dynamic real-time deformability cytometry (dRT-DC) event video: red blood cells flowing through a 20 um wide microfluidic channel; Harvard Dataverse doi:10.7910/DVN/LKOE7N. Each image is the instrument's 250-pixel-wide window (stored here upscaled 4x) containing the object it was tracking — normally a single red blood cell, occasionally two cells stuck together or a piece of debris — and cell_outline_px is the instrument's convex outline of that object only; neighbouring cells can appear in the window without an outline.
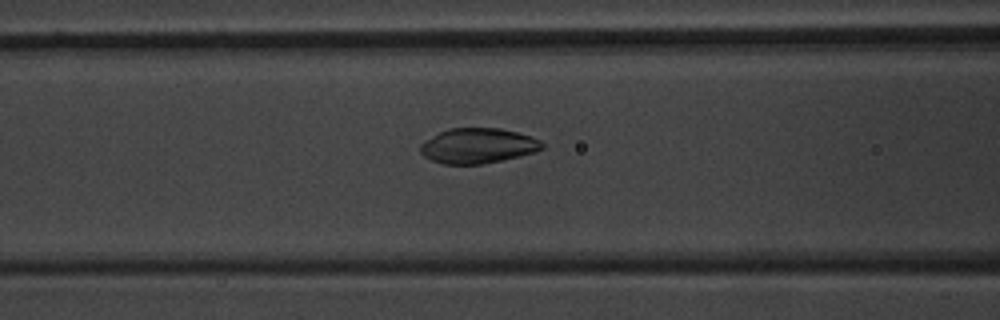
{"species": "common noctule bat (a hibernating species)", "species_latin": "Nyctalus noctula", "temperature_condition": "warm", "stored_images_in_passage": 54, "camera_frame_rate_fps": 3000, "um_per_image_px": 0.085, "animal": {"sex": "male", "body_mass_g": 20.1, "forearm_length_mm": 53.5}, "frame": {"image": 1, "passage_image": 23, "time_ms": 7.333, "image_size_px": [1000, 320], "cell_outline_px": [[544, 148], [536, 152], [520, 156], [480, 164], [444, 164], [432, 160], [424, 156], [420, 152], [420, 144], [440, 132], [448, 128], [500, 128], [516, 132], [540, 140], [544, 144]], "centroid_in_image_um": [40.63, 12.39], "position_along_channel_um": 126.0, "area_um2": 24.74}}
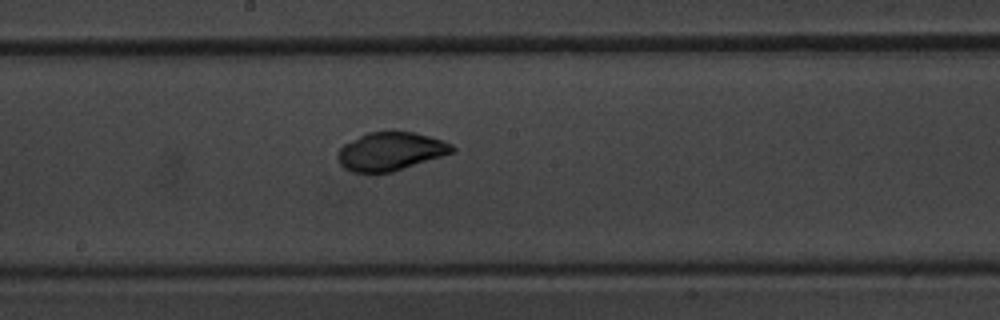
{"frame": {"image": 2, "passage_image": 30, "time_ms": 9.667, "image_size_px": [1000, 320], "cell_outline_px": [[456, 152], [392, 172], [352, 172], [344, 168], [340, 164], [336, 156], [340, 148], [344, 144], [368, 132], [392, 128], [396, 128], [416, 132], [444, 140], [452, 144], [456, 148]], "centroid_in_image_um": [33.24, 12.82], "position_along_channel_um": 215.0, "area_um2": 26.36}}
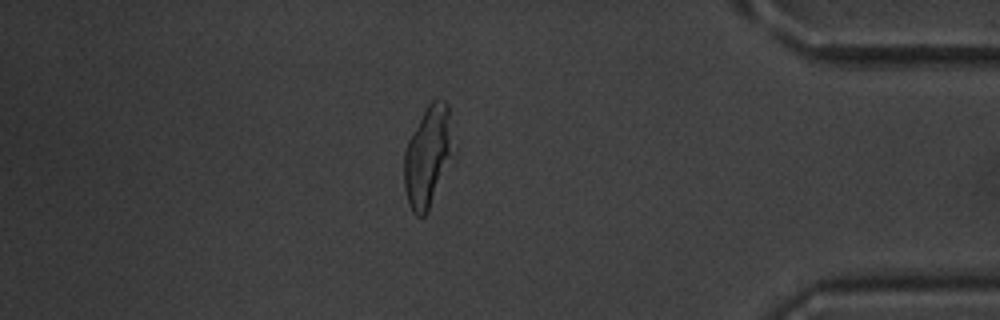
{"frame": {"image": 3, "passage_image": 47, "time_ms": 15.333, "image_size_px": [1000, 320], "cell_outline_px": [[456, 156], [428, 212], [424, 216], [416, 216], [412, 212], [408, 204], [404, 188], [404, 152], [408, 140], [412, 132], [428, 104], [432, 100], [444, 100], [448, 104], [456, 152]], "centroid_in_image_um": [36.42, 13.33], "position_along_channel_um": 398.8, "area_um2": 30.0}, "authors_computed_cell_mechanics": {"area_um2": 26.7614, "velocity_mm_per_s": 3.8098, "shape_relaxation_time_tau1_ms": 2.9335, "shape_relaxation_time_tau2_ms": null, "deformation_change_tau1": 0.0782, "deformation_change_tau2": null}}